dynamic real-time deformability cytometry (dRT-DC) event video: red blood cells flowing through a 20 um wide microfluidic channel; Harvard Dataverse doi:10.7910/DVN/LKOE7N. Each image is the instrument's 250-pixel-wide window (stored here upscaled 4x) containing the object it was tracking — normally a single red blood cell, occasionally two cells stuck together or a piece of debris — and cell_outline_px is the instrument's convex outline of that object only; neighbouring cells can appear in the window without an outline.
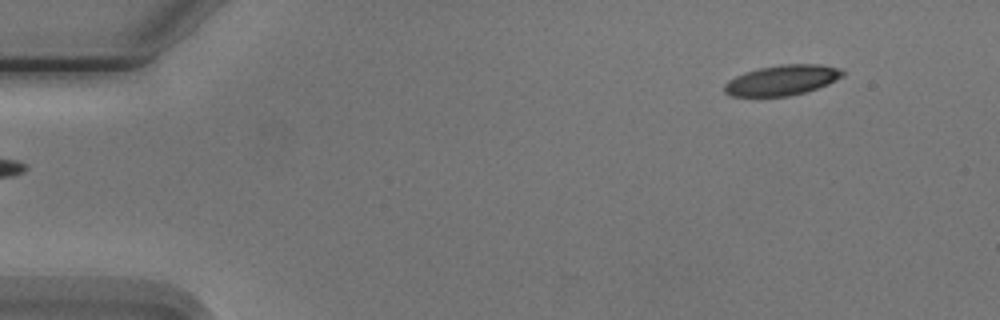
{"species": "Egyptian fruit bat (a non-hibernating species)", "species_latin": "Rousettus aegyptiacus", "temperature_condition": "cold", "stored_images_in_passage": 6, "segment_of_instrument_passage": [2, 2], "camera_frame_rate_fps": 3000, "um_per_image_px": 0.085, "animal": {"sex": "male"}, "frame": {"image": 1, "passage_image": 6, "time_ms": 5.667, "image_size_px": [1000, 320], "cell_outline_px": [[844, 76], [828, 84], [804, 92], [788, 96], [732, 96], [724, 92], [724, 84], [728, 80], [744, 72], [760, 68], [780, 64], [820, 64], [840, 68], [844, 72]], "centroid_in_image_um": [66.48, 6.8], "position_along_channel_um": 18.5, "area_um2": 20.81}}